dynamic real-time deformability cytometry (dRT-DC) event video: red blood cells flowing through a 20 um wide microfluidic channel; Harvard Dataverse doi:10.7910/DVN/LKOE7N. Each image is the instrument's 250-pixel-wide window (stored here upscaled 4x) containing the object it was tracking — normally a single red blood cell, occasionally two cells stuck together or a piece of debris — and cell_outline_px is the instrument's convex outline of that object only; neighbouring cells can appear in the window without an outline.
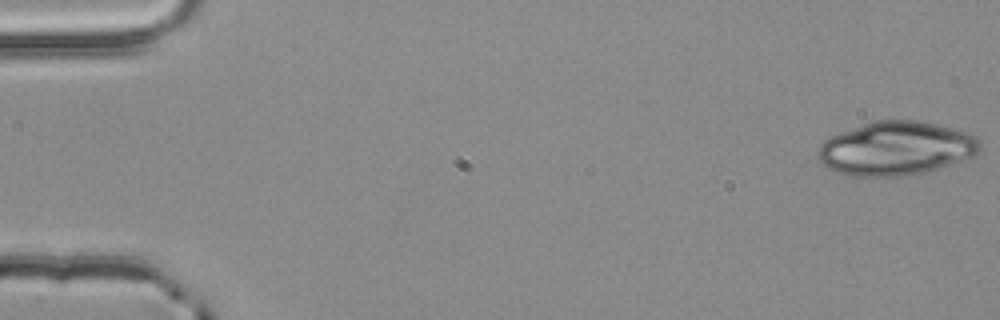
{"species": "common noctule bat (a hibernating species)", "species_latin": "Nyctalus noctula", "temperature_condition": "room temperature", "stored_images_in_passage": 24, "camera_frame_rate_fps": 3000, "um_per_image_px": 0.085, "animal": {"sex": "male", "body_mass_g": 20.4}, "frame": {"image": 1, "passage_image": 1, "time_ms": 0.0, "image_size_px": [1000, 320], "cell_outline_px": [[980, 148], [972, 156], [924, 172], [904, 176], [848, 176], [836, 172], [828, 168], [820, 160], [816, 152], [820, 144], [824, 140], [832, 136], [864, 124], [876, 120], [916, 120], [936, 124], [952, 128], [976, 136], [980, 140]], "centroid_in_image_um": [76.12, 12.62], "position_along_channel_um": 8.9, "area_um2": 50.17}}